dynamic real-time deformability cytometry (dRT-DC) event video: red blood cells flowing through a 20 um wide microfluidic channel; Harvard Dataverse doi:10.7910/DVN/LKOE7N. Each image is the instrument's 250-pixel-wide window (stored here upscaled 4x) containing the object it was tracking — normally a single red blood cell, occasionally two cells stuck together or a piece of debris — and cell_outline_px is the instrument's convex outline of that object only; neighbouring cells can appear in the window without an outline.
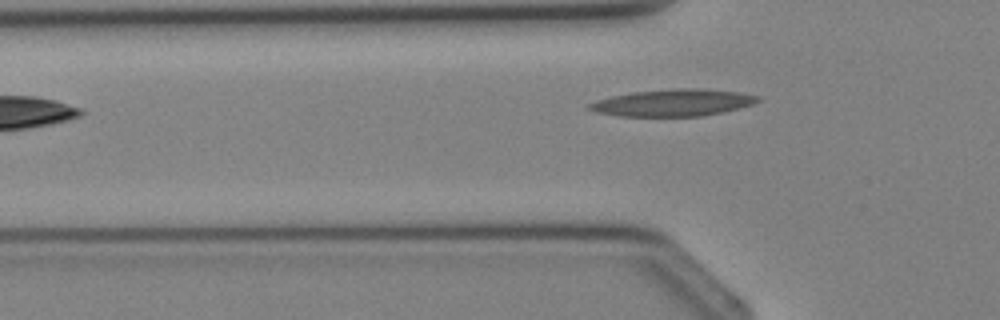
{"species": "Egyptian fruit bat (a non-hibernating species)", "species_latin": "Rousettus aegyptiacus", "temperature_condition": "cold", "stored_images_in_passage": 2, "camera_frame_rate_fps": 3000, "um_per_image_px": 0.085, "animal": {"sex": "female"}, "frame": {"image": 1, "passage_image": 2, "time_ms": 1.0, "image_size_px": [1000, 320], "cell_outline_px": [[760, 100], [752, 104], [724, 112], [700, 116], [620, 116], [596, 112], [588, 108], [588, 104], [596, 100], [612, 96], [632, 92], [676, 88], [704, 88], [740, 92], [760, 96]], "centroid_in_image_um": [57.23, 8.72], "position_along_channel_um": 68.6, "area_um2": 26.47}}